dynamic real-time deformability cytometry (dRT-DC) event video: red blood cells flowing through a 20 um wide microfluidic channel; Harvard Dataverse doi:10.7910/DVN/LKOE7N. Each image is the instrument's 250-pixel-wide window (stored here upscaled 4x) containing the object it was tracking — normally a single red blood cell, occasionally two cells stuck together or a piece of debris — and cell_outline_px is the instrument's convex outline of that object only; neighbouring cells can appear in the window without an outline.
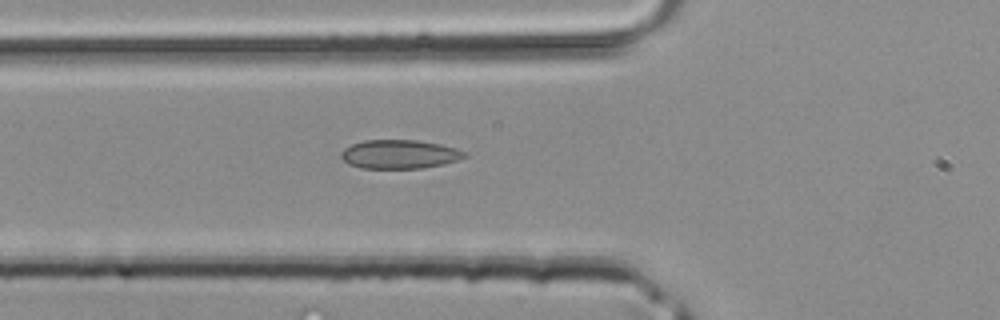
{"species": "common noctule bat (a hibernating species)", "species_latin": "Nyctalus noctula", "temperature_condition": "room temperature", "stored_images_in_passage": 26, "camera_frame_rate_fps": 3000, "um_per_image_px": 0.085, "animal": {"sex": "male", "body_mass_g": 20.4}, "frame": {"image": 1, "passage_image": 2, "time_ms": 0.333, "image_size_px": [1000, 320], "cell_outline_px": [[468, 156], [444, 164], [420, 168], [360, 168], [348, 164], [340, 156], [340, 152], [344, 148], [352, 144], [364, 140], [416, 140], [440, 144], [456, 148], [468, 152]], "centroid_in_image_um": [33.95, 13.11], "position_along_channel_um": 91.8, "area_um2": 20.81}}
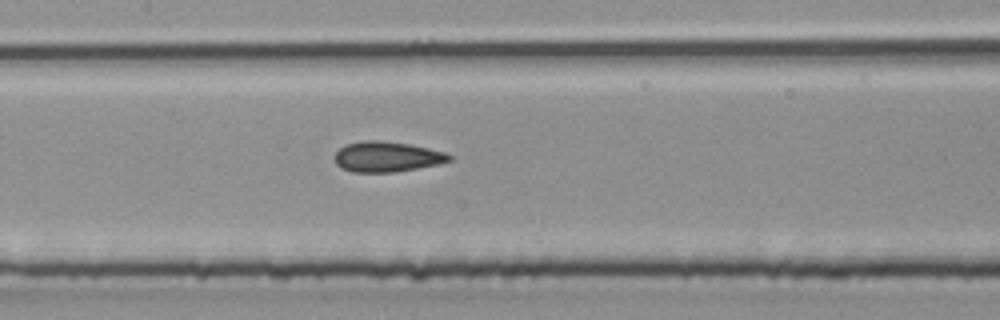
{"frame": {"image": 2, "passage_image": 7, "time_ms": 2.0, "image_size_px": [1000, 320], "cell_outline_px": [[452, 160], [440, 164], [396, 172], [352, 172], [340, 168], [336, 164], [336, 152], [340, 148], [348, 144], [364, 140], [380, 140], [408, 144], [428, 148], [444, 152], [452, 156]], "centroid_in_image_um": [32.9, 13.33], "position_along_channel_um": 174.5, "area_um2": 20.23}}
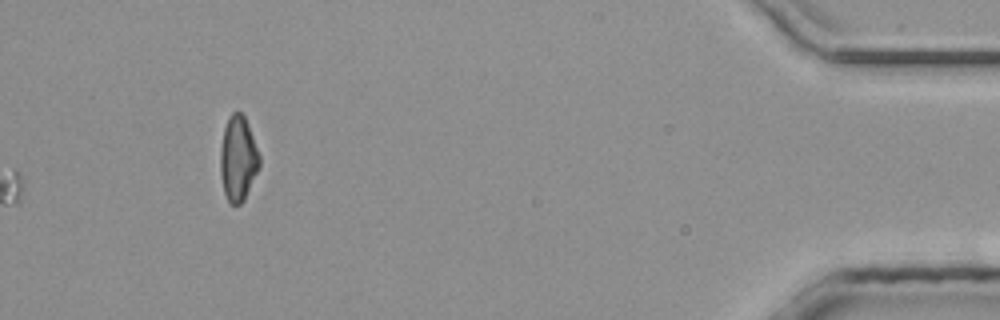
{"frame": {"image": 3, "passage_image": 26, "time_ms": 8.333, "image_size_px": [1000, 320], "cell_outline_px": [[260, 164], [244, 200], [240, 204], [228, 204], [224, 192], [220, 176], [220, 148], [224, 128], [228, 116], [236, 108], [244, 116], [248, 124], [260, 156]], "centroid_in_image_um": [20.21, 13.46], "position_along_channel_um": 415.0, "area_um2": 19.54}}